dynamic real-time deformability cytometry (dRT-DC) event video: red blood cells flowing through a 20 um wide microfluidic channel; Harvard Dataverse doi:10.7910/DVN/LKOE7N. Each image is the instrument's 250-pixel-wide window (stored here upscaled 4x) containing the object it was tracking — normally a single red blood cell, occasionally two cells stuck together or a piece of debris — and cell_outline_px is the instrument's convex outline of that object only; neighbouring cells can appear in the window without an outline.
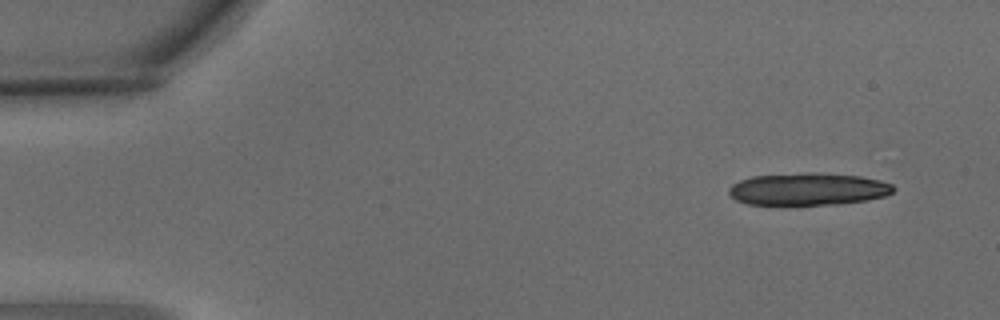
{"species": "common noctule bat (a hibernating species)", "species_latin": "Nyctalus noctula", "temperature_condition": "warm", "stored_images_in_passage": 6, "camera_frame_rate_fps": 3000, "um_per_image_px": 0.085, "animal": {"sex": "male", "body_mass_g": 15.6}, "frame": {"image": 1, "passage_image": 1, "time_ms": 0.0, "image_size_px": [1000, 320], "cell_outline_px": [[896, 188], [892, 192], [884, 196], [868, 200], [840, 204], [748, 204], [736, 200], [728, 192], [728, 188], [732, 184], [740, 180], [752, 176], [804, 172], [816, 172], [860, 176], [880, 180], [892, 184]], "centroid_in_image_um": [68.7, 16.06], "position_along_channel_um": 16.3, "area_um2": 31.1}}
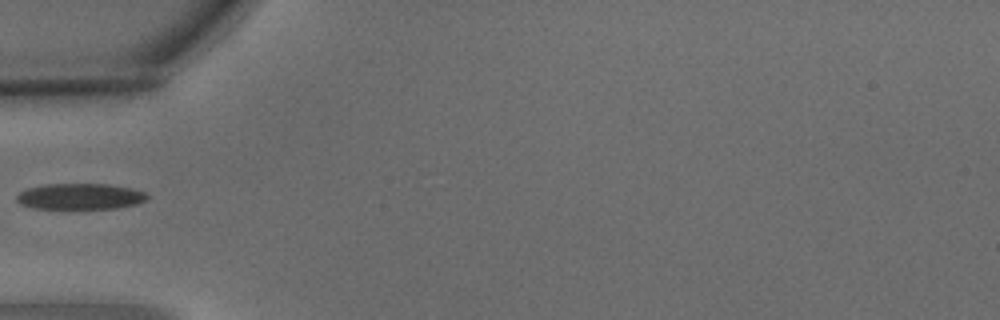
{"frame": {"image": 2, "passage_image": 5, "time_ms": 1.333, "image_size_px": [1000, 320], "cell_outline_px": [[148, 200], [136, 204], [116, 208], [32, 208], [20, 204], [16, 200], [16, 196], [24, 188], [44, 184], [112, 184], [132, 188], [144, 192], [148, 196]], "centroid_in_image_um": [6.8, 16.68], "position_along_channel_um": 78.2, "area_um2": 19.88}}